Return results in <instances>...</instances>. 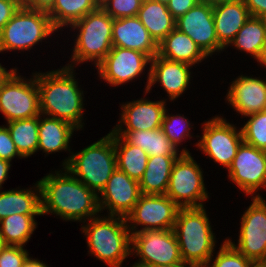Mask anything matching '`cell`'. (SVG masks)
Instances as JSON below:
<instances>
[{
	"label": "cell",
	"mask_w": 266,
	"mask_h": 267,
	"mask_svg": "<svg viewBox=\"0 0 266 267\" xmlns=\"http://www.w3.org/2000/svg\"><path fill=\"white\" fill-rule=\"evenodd\" d=\"M55 171L39 180L41 189V214L53 213L65 221H82L99 212L98 196L66 168Z\"/></svg>",
	"instance_id": "cell-1"
},
{
	"label": "cell",
	"mask_w": 266,
	"mask_h": 267,
	"mask_svg": "<svg viewBox=\"0 0 266 267\" xmlns=\"http://www.w3.org/2000/svg\"><path fill=\"white\" fill-rule=\"evenodd\" d=\"M74 68L62 67L36 73L40 114L69 122L77 130L83 127V91L74 78Z\"/></svg>",
	"instance_id": "cell-2"
},
{
	"label": "cell",
	"mask_w": 266,
	"mask_h": 267,
	"mask_svg": "<svg viewBox=\"0 0 266 267\" xmlns=\"http://www.w3.org/2000/svg\"><path fill=\"white\" fill-rule=\"evenodd\" d=\"M183 262L206 267L216 244L204 207L180 208L173 228Z\"/></svg>",
	"instance_id": "cell-3"
},
{
	"label": "cell",
	"mask_w": 266,
	"mask_h": 267,
	"mask_svg": "<svg viewBox=\"0 0 266 267\" xmlns=\"http://www.w3.org/2000/svg\"><path fill=\"white\" fill-rule=\"evenodd\" d=\"M87 221L89 223L81 228L87 236L88 252L110 267H121L125 258L132 255L131 233L126 219L112 215L101 218L97 215Z\"/></svg>",
	"instance_id": "cell-4"
},
{
	"label": "cell",
	"mask_w": 266,
	"mask_h": 267,
	"mask_svg": "<svg viewBox=\"0 0 266 267\" xmlns=\"http://www.w3.org/2000/svg\"><path fill=\"white\" fill-rule=\"evenodd\" d=\"M62 166L98 195L117 169L114 132L75 154L72 152Z\"/></svg>",
	"instance_id": "cell-5"
},
{
	"label": "cell",
	"mask_w": 266,
	"mask_h": 267,
	"mask_svg": "<svg viewBox=\"0 0 266 267\" xmlns=\"http://www.w3.org/2000/svg\"><path fill=\"white\" fill-rule=\"evenodd\" d=\"M113 21L114 19L99 6L95 11L72 23L69 27L79 30V34L74 43L71 64L66 67L74 68V65L88 60L94 61L97 66L113 47Z\"/></svg>",
	"instance_id": "cell-6"
},
{
	"label": "cell",
	"mask_w": 266,
	"mask_h": 267,
	"mask_svg": "<svg viewBox=\"0 0 266 267\" xmlns=\"http://www.w3.org/2000/svg\"><path fill=\"white\" fill-rule=\"evenodd\" d=\"M54 31L46 11L21 6L0 31V52L29 50Z\"/></svg>",
	"instance_id": "cell-7"
},
{
	"label": "cell",
	"mask_w": 266,
	"mask_h": 267,
	"mask_svg": "<svg viewBox=\"0 0 266 267\" xmlns=\"http://www.w3.org/2000/svg\"><path fill=\"white\" fill-rule=\"evenodd\" d=\"M16 72L15 68L11 69L0 82V111L7 122L40 115L36 73L26 81Z\"/></svg>",
	"instance_id": "cell-8"
},
{
	"label": "cell",
	"mask_w": 266,
	"mask_h": 267,
	"mask_svg": "<svg viewBox=\"0 0 266 267\" xmlns=\"http://www.w3.org/2000/svg\"><path fill=\"white\" fill-rule=\"evenodd\" d=\"M190 154L182 153L175 161L165 193L180 208L204 207L208 199L202 168Z\"/></svg>",
	"instance_id": "cell-9"
},
{
	"label": "cell",
	"mask_w": 266,
	"mask_h": 267,
	"mask_svg": "<svg viewBox=\"0 0 266 267\" xmlns=\"http://www.w3.org/2000/svg\"><path fill=\"white\" fill-rule=\"evenodd\" d=\"M133 252L140 258L134 265L140 267L183 262L173 229L145 230L131 234V253Z\"/></svg>",
	"instance_id": "cell-10"
},
{
	"label": "cell",
	"mask_w": 266,
	"mask_h": 267,
	"mask_svg": "<svg viewBox=\"0 0 266 267\" xmlns=\"http://www.w3.org/2000/svg\"><path fill=\"white\" fill-rule=\"evenodd\" d=\"M179 209L166 194H141L125 219L131 223L127 224L131 234L145 230L173 229ZM136 225L143 228L136 230Z\"/></svg>",
	"instance_id": "cell-11"
},
{
	"label": "cell",
	"mask_w": 266,
	"mask_h": 267,
	"mask_svg": "<svg viewBox=\"0 0 266 267\" xmlns=\"http://www.w3.org/2000/svg\"><path fill=\"white\" fill-rule=\"evenodd\" d=\"M220 116L204 123L201 140L196 143L204 154L228 169L243 142L242 131Z\"/></svg>",
	"instance_id": "cell-12"
},
{
	"label": "cell",
	"mask_w": 266,
	"mask_h": 267,
	"mask_svg": "<svg viewBox=\"0 0 266 267\" xmlns=\"http://www.w3.org/2000/svg\"><path fill=\"white\" fill-rule=\"evenodd\" d=\"M241 220L238 245L227 239L242 255L250 260H266V201L258 194Z\"/></svg>",
	"instance_id": "cell-13"
},
{
	"label": "cell",
	"mask_w": 266,
	"mask_h": 267,
	"mask_svg": "<svg viewBox=\"0 0 266 267\" xmlns=\"http://www.w3.org/2000/svg\"><path fill=\"white\" fill-rule=\"evenodd\" d=\"M228 177L247 195L266 188V151L242 142L230 167Z\"/></svg>",
	"instance_id": "cell-14"
},
{
	"label": "cell",
	"mask_w": 266,
	"mask_h": 267,
	"mask_svg": "<svg viewBox=\"0 0 266 267\" xmlns=\"http://www.w3.org/2000/svg\"><path fill=\"white\" fill-rule=\"evenodd\" d=\"M151 58L143 52L112 47L106 57L96 66L99 77L111 86H118L132 81L150 65Z\"/></svg>",
	"instance_id": "cell-15"
},
{
	"label": "cell",
	"mask_w": 266,
	"mask_h": 267,
	"mask_svg": "<svg viewBox=\"0 0 266 267\" xmlns=\"http://www.w3.org/2000/svg\"><path fill=\"white\" fill-rule=\"evenodd\" d=\"M175 28L186 33L207 55L225 49L218 41L214 26L213 7L198 2L175 21Z\"/></svg>",
	"instance_id": "cell-16"
},
{
	"label": "cell",
	"mask_w": 266,
	"mask_h": 267,
	"mask_svg": "<svg viewBox=\"0 0 266 267\" xmlns=\"http://www.w3.org/2000/svg\"><path fill=\"white\" fill-rule=\"evenodd\" d=\"M100 195L102 197L98 196L100 211L108 209V215L125 218L141 196L140 185L137 180L117 168Z\"/></svg>",
	"instance_id": "cell-17"
},
{
	"label": "cell",
	"mask_w": 266,
	"mask_h": 267,
	"mask_svg": "<svg viewBox=\"0 0 266 267\" xmlns=\"http://www.w3.org/2000/svg\"><path fill=\"white\" fill-rule=\"evenodd\" d=\"M145 93L151 90L156 83H161V87L167 91L169 99L172 101L178 98L189 86L192 67L189 64L165 59L158 54L151 59Z\"/></svg>",
	"instance_id": "cell-18"
},
{
	"label": "cell",
	"mask_w": 266,
	"mask_h": 267,
	"mask_svg": "<svg viewBox=\"0 0 266 267\" xmlns=\"http://www.w3.org/2000/svg\"><path fill=\"white\" fill-rule=\"evenodd\" d=\"M227 101L242 116L266 110V81L239 76L229 87Z\"/></svg>",
	"instance_id": "cell-19"
},
{
	"label": "cell",
	"mask_w": 266,
	"mask_h": 267,
	"mask_svg": "<svg viewBox=\"0 0 266 267\" xmlns=\"http://www.w3.org/2000/svg\"><path fill=\"white\" fill-rule=\"evenodd\" d=\"M166 100L150 101L141 98L121 106V119L113 130H154L162 126ZM123 108V109H122ZM121 123V124H120ZM126 125V128L122 126Z\"/></svg>",
	"instance_id": "cell-20"
},
{
	"label": "cell",
	"mask_w": 266,
	"mask_h": 267,
	"mask_svg": "<svg viewBox=\"0 0 266 267\" xmlns=\"http://www.w3.org/2000/svg\"><path fill=\"white\" fill-rule=\"evenodd\" d=\"M112 46L137 50L151 59L158 54V44L137 16L114 19Z\"/></svg>",
	"instance_id": "cell-21"
},
{
	"label": "cell",
	"mask_w": 266,
	"mask_h": 267,
	"mask_svg": "<svg viewBox=\"0 0 266 267\" xmlns=\"http://www.w3.org/2000/svg\"><path fill=\"white\" fill-rule=\"evenodd\" d=\"M243 0H232L213 7L214 26L219 43L225 48L250 18Z\"/></svg>",
	"instance_id": "cell-22"
},
{
	"label": "cell",
	"mask_w": 266,
	"mask_h": 267,
	"mask_svg": "<svg viewBox=\"0 0 266 267\" xmlns=\"http://www.w3.org/2000/svg\"><path fill=\"white\" fill-rule=\"evenodd\" d=\"M158 55L194 66L207 58L201 48L186 34L174 28L159 44Z\"/></svg>",
	"instance_id": "cell-23"
},
{
	"label": "cell",
	"mask_w": 266,
	"mask_h": 267,
	"mask_svg": "<svg viewBox=\"0 0 266 267\" xmlns=\"http://www.w3.org/2000/svg\"><path fill=\"white\" fill-rule=\"evenodd\" d=\"M128 144L138 146L149 156H180L189 153L185 148L178 154L177 147L165 136L162 128L154 130H112Z\"/></svg>",
	"instance_id": "cell-24"
},
{
	"label": "cell",
	"mask_w": 266,
	"mask_h": 267,
	"mask_svg": "<svg viewBox=\"0 0 266 267\" xmlns=\"http://www.w3.org/2000/svg\"><path fill=\"white\" fill-rule=\"evenodd\" d=\"M31 189L0 191V220L12 214L42 215L39 182ZM33 189V190H32ZM39 193V194H38Z\"/></svg>",
	"instance_id": "cell-25"
},
{
	"label": "cell",
	"mask_w": 266,
	"mask_h": 267,
	"mask_svg": "<svg viewBox=\"0 0 266 267\" xmlns=\"http://www.w3.org/2000/svg\"><path fill=\"white\" fill-rule=\"evenodd\" d=\"M39 115L38 127V150H43L46 154L69 150L70 138L77 129L67 121L45 117ZM41 117V118H40Z\"/></svg>",
	"instance_id": "cell-26"
},
{
	"label": "cell",
	"mask_w": 266,
	"mask_h": 267,
	"mask_svg": "<svg viewBox=\"0 0 266 267\" xmlns=\"http://www.w3.org/2000/svg\"><path fill=\"white\" fill-rule=\"evenodd\" d=\"M137 17L157 44L175 28L176 20L167 5L154 0H143Z\"/></svg>",
	"instance_id": "cell-27"
},
{
	"label": "cell",
	"mask_w": 266,
	"mask_h": 267,
	"mask_svg": "<svg viewBox=\"0 0 266 267\" xmlns=\"http://www.w3.org/2000/svg\"><path fill=\"white\" fill-rule=\"evenodd\" d=\"M179 156H149L139 181L141 194H165L173 165Z\"/></svg>",
	"instance_id": "cell-28"
},
{
	"label": "cell",
	"mask_w": 266,
	"mask_h": 267,
	"mask_svg": "<svg viewBox=\"0 0 266 267\" xmlns=\"http://www.w3.org/2000/svg\"><path fill=\"white\" fill-rule=\"evenodd\" d=\"M114 148L117 168L139 182L146 170L149 155L140 147L128 144L121 136L115 133Z\"/></svg>",
	"instance_id": "cell-29"
},
{
	"label": "cell",
	"mask_w": 266,
	"mask_h": 267,
	"mask_svg": "<svg viewBox=\"0 0 266 267\" xmlns=\"http://www.w3.org/2000/svg\"><path fill=\"white\" fill-rule=\"evenodd\" d=\"M100 0H55L47 11L53 26L58 30L71 25L99 7Z\"/></svg>",
	"instance_id": "cell-30"
},
{
	"label": "cell",
	"mask_w": 266,
	"mask_h": 267,
	"mask_svg": "<svg viewBox=\"0 0 266 267\" xmlns=\"http://www.w3.org/2000/svg\"><path fill=\"white\" fill-rule=\"evenodd\" d=\"M230 44L258 61L266 47V27L262 19L250 16Z\"/></svg>",
	"instance_id": "cell-31"
},
{
	"label": "cell",
	"mask_w": 266,
	"mask_h": 267,
	"mask_svg": "<svg viewBox=\"0 0 266 267\" xmlns=\"http://www.w3.org/2000/svg\"><path fill=\"white\" fill-rule=\"evenodd\" d=\"M11 138L23 158L37 152L39 116L7 122Z\"/></svg>",
	"instance_id": "cell-32"
},
{
	"label": "cell",
	"mask_w": 266,
	"mask_h": 267,
	"mask_svg": "<svg viewBox=\"0 0 266 267\" xmlns=\"http://www.w3.org/2000/svg\"><path fill=\"white\" fill-rule=\"evenodd\" d=\"M35 216L12 214L0 220V233L6 244L24 247L36 229Z\"/></svg>",
	"instance_id": "cell-33"
},
{
	"label": "cell",
	"mask_w": 266,
	"mask_h": 267,
	"mask_svg": "<svg viewBox=\"0 0 266 267\" xmlns=\"http://www.w3.org/2000/svg\"><path fill=\"white\" fill-rule=\"evenodd\" d=\"M242 127L243 142L266 151V110L251 114Z\"/></svg>",
	"instance_id": "cell-34"
},
{
	"label": "cell",
	"mask_w": 266,
	"mask_h": 267,
	"mask_svg": "<svg viewBox=\"0 0 266 267\" xmlns=\"http://www.w3.org/2000/svg\"><path fill=\"white\" fill-rule=\"evenodd\" d=\"M190 123L187 118L179 115H169L167 114V109L164 114L162 121V130L165 136L174 144L175 147H178L183 139L190 136Z\"/></svg>",
	"instance_id": "cell-35"
},
{
	"label": "cell",
	"mask_w": 266,
	"mask_h": 267,
	"mask_svg": "<svg viewBox=\"0 0 266 267\" xmlns=\"http://www.w3.org/2000/svg\"><path fill=\"white\" fill-rule=\"evenodd\" d=\"M219 249L213 263L206 267H251L252 260L242 255L227 239Z\"/></svg>",
	"instance_id": "cell-36"
},
{
	"label": "cell",
	"mask_w": 266,
	"mask_h": 267,
	"mask_svg": "<svg viewBox=\"0 0 266 267\" xmlns=\"http://www.w3.org/2000/svg\"><path fill=\"white\" fill-rule=\"evenodd\" d=\"M143 0H100L99 6L113 19L138 15Z\"/></svg>",
	"instance_id": "cell-37"
},
{
	"label": "cell",
	"mask_w": 266,
	"mask_h": 267,
	"mask_svg": "<svg viewBox=\"0 0 266 267\" xmlns=\"http://www.w3.org/2000/svg\"><path fill=\"white\" fill-rule=\"evenodd\" d=\"M28 257L24 247L7 245L0 253V267H23Z\"/></svg>",
	"instance_id": "cell-38"
},
{
	"label": "cell",
	"mask_w": 266,
	"mask_h": 267,
	"mask_svg": "<svg viewBox=\"0 0 266 267\" xmlns=\"http://www.w3.org/2000/svg\"><path fill=\"white\" fill-rule=\"evenodd\" d=\"M15 156L23 158L19 154L8 128L4 125L0 126V159L11 162Z\"/></svg>",
	"instance_id": "cell-39"
},
{
	"label": "cell",
	"mask_w": 266,
	"mask_h": 267,
	"mask_svg": "<svg viewBox=\"0 0 266 267\" xmlns=\"http://www.w3.org/2000/svg\"><path fill=\"white\" fill-rule=\"evenodd\" d=\"M20 7L18 0H0V31Z\"/></svg>",
	"instance_id": "cell-40"
},
{
	"label": "cell",
	"mask_w": 266,
	"mask_h": 267,
	"mask_svg": "<svg viewBox=\"0 0 266 267\" xmlns=\"http://www.w3.org/2000/svg\"><path fill=\"white\" fill-rule=\"evenodd\" d=\"M198 2L199 0H170L167 4V8L172 14V17L177 20L188 10L194 7Z\"/></svg>",
	"instance_id": "cell-41"
},
{
	"label": "cell",
	"mask_w": 266,
	"mask_h": 267,
	"mask_svg": "<svg viewBox=\"0 0 266 267\" xmlns=\"http://www.w3.org/2000/svg\"><path fill=\"white\" fill-rule=\"evenodd\" d=\"M251 16L260 17L266 13V0H243Z\"/></svg>",
	"instance_id": "cell-42"
},
{
	"label": "cell",
	"mask_w": 266,
	"mask_h": 267,
	"mask_svg": "<svg viewBox=\"0 0 266 267\" xmlns=\"http://www.w3.org/2000/svg\"><path fill=\"white\" fill-rule=\"evenodd\" d=\"M54 2L55 0H22L21 6L47 12L53 6Z\"/></svg>",
	"instance_id": "cell-43"
},
{
	"label": "cell",
	"mask_w": 266,
	"mask_h": 267,
	"mask_svg": "<svg viewBox=\"0 0 266 267\" xmlns=\"http://www.w3.org/2000/svg\"><path fill=\"white\" fill-rule=\"evenodd\" d=\"M11 167L10 162L0 159V189L2 184L8 178V171Z\"/></svg>",
	"instance_id": "cell-44"
},
{
	"label": "cell",
	"mask_w": 266,
	"mask_h": 267,
	"mask_svg": "<svg viewBox=\"0 0 266 267\" xmlns=\"http://www.w3.org/2000/svg\"><path fill=\"white\" fill-rule=\"evenodd\" d=\"M23 267H48L43 261H39L37 259H32L30 257L27 258Z\"/></svg>",
	"instance_id": "cell-45"
},
{
	"label": "cell",
	"mask_w": 266,
	"mask_h": 267,
	"mask_svg": "<svg viewBox=\"0 0 266 267\" xmlns=\"http://www.w3.org/2000/svg\"><path fill=\"white\" fill-rule=\"evenodd\" d=\"M150 267H199V266H196L190 263L181 262V263L170 264V265L162 264V265L150 266Z\"/></svg>",
	"instance_id": "cell-46"
},
{
	"label": "cell",
	"mask_w": 266,
	"mask_h": 267,
	"mask_svg": "<svg viewBox=\"0 0 266 267\" xmlns=\"http://www.w3.org/2000/svg\"><path fill=\"white\" fill-rule=\"evenodd\" d=\"M229 1H232V0H199V2L206 3L207 5L212 6V7L216 5L224 4Z\"/></svg>",
	"instance_id": "cell-47"
},
{
	"label": "cell",
	"mask_w": 266,
	"mask_h": 267,
	"mask_svg": "<svg viewBox=\"0 0 266 267\" xmlns=\"http://www.w3.org/2000/svg\"><path fill=\"white\" fill-rule=\"evenodd\" d=\"M251 267H266V260H252Z\"/></svg>",
	"instance_id": "cell-48"
},
{
	"label": "cell",
	"mask_w": 266,
	"mask_h": 267,
	"mask_svg": "<svg viewBox=\"0 0 266 267\" xmlns=\"http://www.w3.org/2000/svg\"><path fill=\"white\" fill-rule=\"evenodd\" d=\"M257 62H260V64H262V66L265 65V67H266V47L263 50L261 58Z\"/></svg>",
	"instance_id": "cell-49"
},
{
	"label": "cell",
	"mask_w": 266,
	"mask_h": 267,
	"mask_svg": "<svg viewBox=\"0 0 266 267\" xmlns=\"http://www.w3.org/2000/svg\"><path fill=\"white\" fill-rule=\"evenodd\" d=\"M8 74V71L6 70L5 67H2L1 63H0V82L2 81V79Z\"/></svg>",
	"instance_id": "cell-50"
},
{
	"label": "cell",
	"mask_w": 266,
	"mask_h": 267,
	"mask_svg": "<svg viewBox=\"0 0 266 267\" xmlns=\"http://www.w3.org/2000/svg\"><path fill=\"white\" fill-rule=\"evenodd\" d=\"M7 246L6 242L3 239V236L0 233V253L2 252V250Z\"/></svg>",
	"instance_id": "cell-51"
},
{
	"label": "cell",
	"mask_w": 266,
	"mask_h": 267,
	"mask_svg": "<svg viewBox=\"0 0 266 267\" xmlns=\"http://www.w3.org/2000/svg\"><path fill=\"white\" fill-rule=\"evenodd\" d=\"M260 18L262 19L263 24L266 27V13H264L263 15H261Z\"/></svg>",
	"instance_id": "cell-52"
},
{
	"label": "cell",
	"mask_w": 266,
	"mask_h": 267,
	"mask_svg": "<svg viewBox=\"0 0 266 267\" xmlns=\"http://www.w3.org/2000/svg\"><path fill=\"white\" fill-rule=\"evenodd\" d=\"M154 1H157L159 3H162V4H165L167 5L169 3L170 0H154Z\"/></svg>",
	"instance_id": "cell-53"
}]
</instances>
